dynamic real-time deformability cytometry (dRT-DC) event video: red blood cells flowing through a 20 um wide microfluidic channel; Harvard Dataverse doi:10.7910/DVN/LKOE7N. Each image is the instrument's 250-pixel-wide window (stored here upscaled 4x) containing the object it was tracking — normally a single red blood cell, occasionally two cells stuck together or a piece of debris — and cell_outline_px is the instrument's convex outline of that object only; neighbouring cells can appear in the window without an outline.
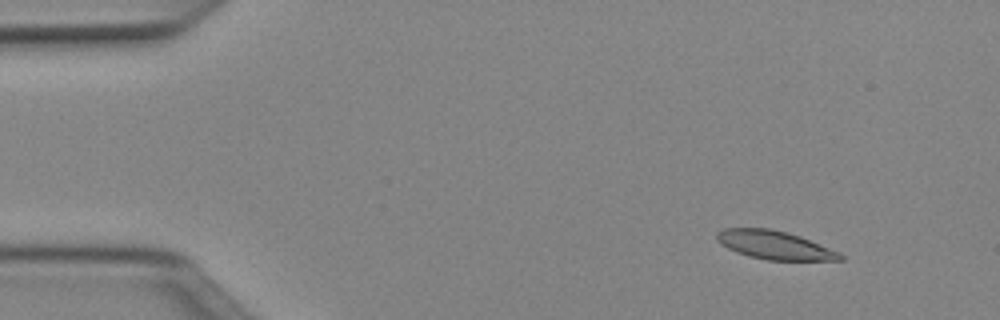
{"species": "Egyptian fruit bat (a non-hibernating species)", "species_latin": "Rousettus aegyptiacus", "temperature_condition": "cold", "stored_images_in_passage": 51, "camera_frame_rate_fps": 3000, "um_per_image_px": 0.085, "animal": {"sex": "female"}, "frame": {"image": 1, "passage_image": 6, "time_ms": 1.667, "image_size_px": [1000, 320], "cell_outline_px": [[844, 260], [768, 260], [748, 256], [736, 252], [720, 244], [716, 240], [716, 232], [724, 228], [772, 228], [788, 232], [800, 236], [840, 252], [844, 256]], "centroid_in_image_um": [65.83, 20.82], "position_along_channel_um": 19.2, "area_um2": 20.63}}
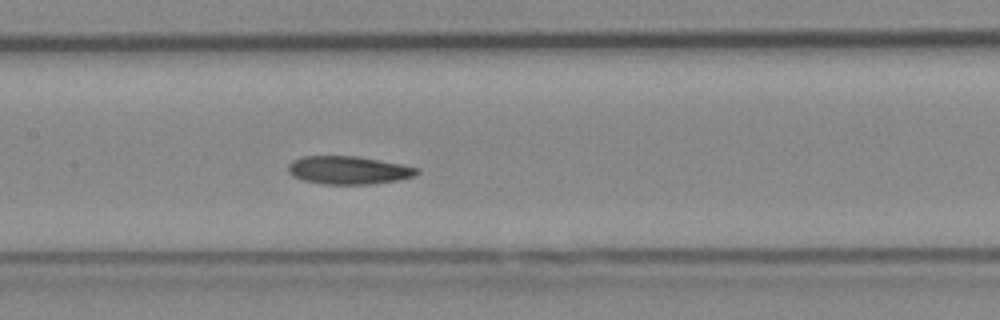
{"frame": {"image": 2, "passage_image": 25, "time_ms": 8.0, "image_size_px": [1000, 320], "cell_outline_px": [[420, 172], [416, 176], [396, 180], [372, 184], [320, 184], [300, 180], [292, 176], [288, 172], [288, 164], [292, 160], [300, 156], [356, 156], [404, 164], [420, 168]], "centroid_in_image_um": [29.61, 14.46], "position_along_channel_um": 177.8, "area_um2": 21.44}}
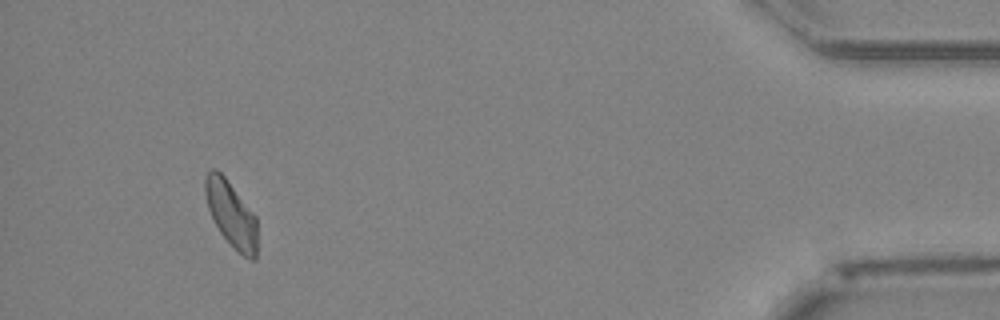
{"frame": {"image": 3, "passage_image": 48, "time_ms": 15.667, "image_size_px": [1000, 320], "cell_outline_px": [[256, 260], [248, 260], [220, 232], [208, 208], [204, 192], [204, 176], [212, 168], [216, 168], [224, 176], [256, 216]], "centroid_in_image_um": [19.63, 18.16], "position_along_channel_um": 415.6, "area_um2": 19.59}, "authors_computed_cell_mechanics": {"area_um2": 20.9814, "velocity_mm_per_s": 3.9712, "shape_relaxation_time_tau1_ms": null, "shape_relaxation_time_tau2_ms": 7.3647, "deformation_change_tau1": null, "deformation_change_tau2": 0.1525}}